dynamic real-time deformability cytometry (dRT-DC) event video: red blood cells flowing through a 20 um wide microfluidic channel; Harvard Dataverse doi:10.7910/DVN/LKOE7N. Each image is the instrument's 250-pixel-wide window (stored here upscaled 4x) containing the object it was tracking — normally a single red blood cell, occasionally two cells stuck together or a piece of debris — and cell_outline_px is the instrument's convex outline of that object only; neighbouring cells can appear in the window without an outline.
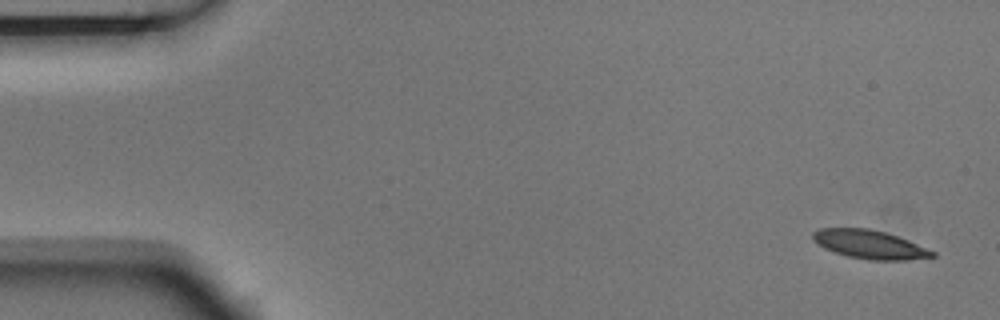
{"species": "Egyptian fruit bat (a non-hibernating species)", "species_latin": "Rousettus aegyptiacus", "temperature_condition": "room temperature", "stored_images_in_passage": 4, "camera_frame_rate_fps": 3000, "um_per_image_px": 0.085, "animal": {"sex": "male"}, "frame": {"image": 1, "passage_image": 1, "time_ms": 0.0, "image_size_px": [1000, 320], "cell_outline_px": [[936, 256], [908, 260], [868, 260], [848, 256], [824, 248], [816, 244], [812, 240], [812, 232], [820, 228], [868, 228], [884, 232], [908, 240], [936, 252]], "centroid_in_image_um": [73.89, 20.78], "position_along_channel_um": 11.1, "area_um2": 19.88}}